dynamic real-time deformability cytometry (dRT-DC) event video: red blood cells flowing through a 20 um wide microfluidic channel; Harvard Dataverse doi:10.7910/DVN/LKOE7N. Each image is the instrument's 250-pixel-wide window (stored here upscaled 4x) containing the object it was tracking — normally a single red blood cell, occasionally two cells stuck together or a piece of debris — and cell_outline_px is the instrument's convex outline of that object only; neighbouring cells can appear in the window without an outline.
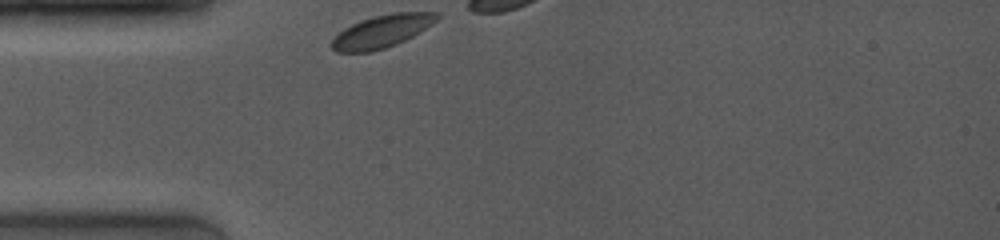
{"species": "common noctule bat (a hibernating species)", "species_latin": "Nyctalus noctula", "temperature_condition": "room temperature", "stored_images_in_passage": 7, "camera_frame_rate_fps": 4000, "um_per_image_px": 0.085, "animal": {"sex": "female", "body_mass_g": 19.0, "forearm_length_mm": 53.3}, "frame": {"image": 1, "passage_image": 1, "time_ms": 0.0, "image_size_px": [1000, 240], "cell_outline_px": [[440, 16], [436, 20], [412, 36], [396, 44], [384, 48], [368, 52], [336, 52], [332, 48], [332, 40], [344, 28], [360, 20], [392, 12], [440, 12]], "centroid_in_image_um": [32.45, 2.65], "position_along_channel_um": 52.6, "area_um2": 19.65}}